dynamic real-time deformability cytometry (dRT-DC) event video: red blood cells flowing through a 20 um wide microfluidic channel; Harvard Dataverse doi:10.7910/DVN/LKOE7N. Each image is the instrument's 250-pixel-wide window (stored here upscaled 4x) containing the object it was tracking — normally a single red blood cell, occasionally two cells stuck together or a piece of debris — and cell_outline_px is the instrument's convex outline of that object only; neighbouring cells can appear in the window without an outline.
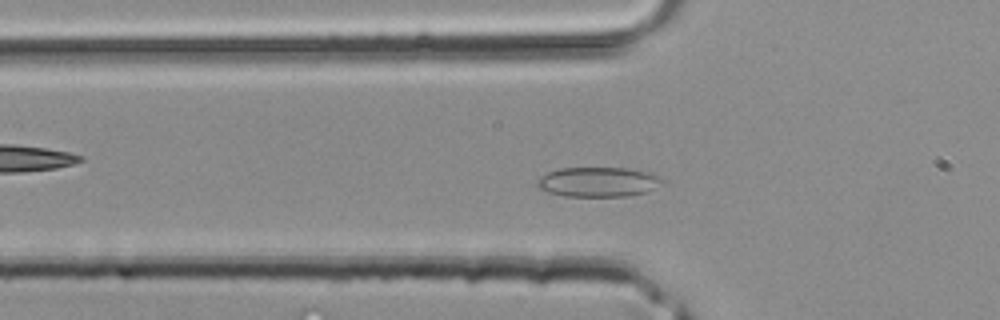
{"species": "common noctule bat (a hibernating species)", "species_latin": "Nyctalus noctula", "temperature_condition": "room temperature", "stored_images_in_passage": 37, "camera_frame_rate_fps": 3000, "um_per_image_px": 0.085, "animal": {"sex": "male", "body_mass_g": 20.4}, "frame": {"image": 1, "passage_image": 9, "time_ms": 2.667, "image_size_px": [1000, 320], "cell_outline_px": [[664, 184], [648, 192], [628, 196], [564, 196], [548, 192], [536, 188], [536, 180], [540, 176], [548, 172], [560, 168], [628, 168], [648, 172], [660, 176], [664, 180]], "centroid_in_image_um": [50.86, 15.47], "position_along_channel_um": 74.9, "area_um2": 22.02}}
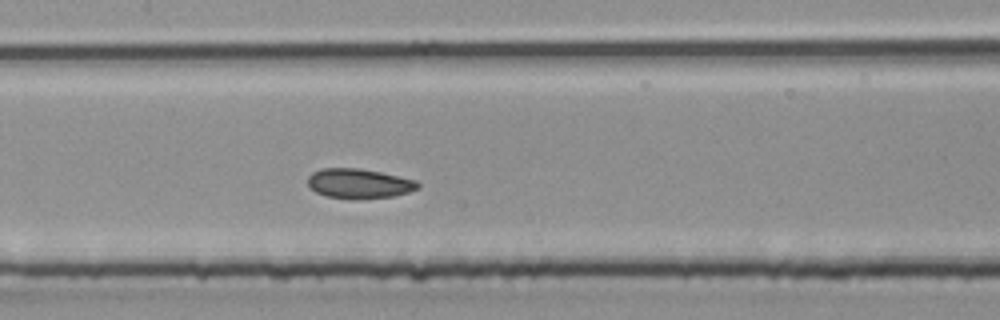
{"frame": {"image": 2, "passage_image": 15, "time_ms": 4.667, "image_size_px": [1000, 320], "cell_outline_px": [[420, 188], [396, 196], [352, 200], [328, 196], [316, 192], [308, 188], [308, 176], [312, 172], [320, 168], [360, 168], [380, 172], [416, 180], [420, 184]], "centroid_in_image_um": [30.5, 15.61], "position_along_channel_um": 176.9, "area_um2": 19.36}}
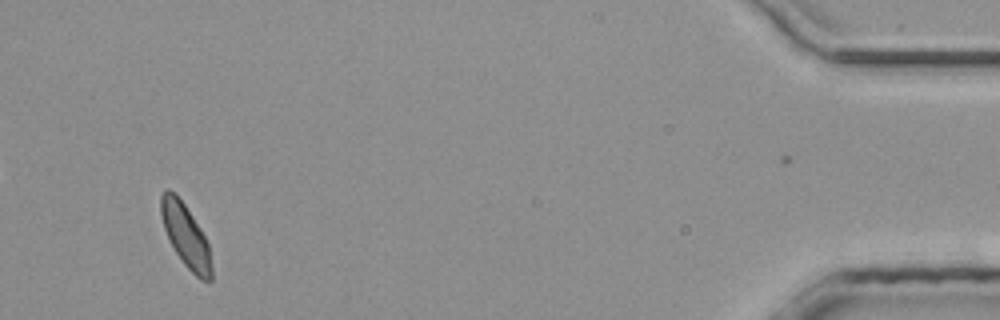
{"frame": {"image": 3, "passage_image": 34, "time_ms": 11.0, "image_size_px": [1000, 320], "cell_outline_px": [[212, 280], [200, 280], [184, 264], [176, 252], [164, 228], [160, 212], [160, 196], [168, 188], [184, 204], [200, 228], [208, 244], [212, 268]], "centroid_in_image_um": [15.79, 20.05], "position_along_channel_um": 419.4, "area_um2": 18.03}}